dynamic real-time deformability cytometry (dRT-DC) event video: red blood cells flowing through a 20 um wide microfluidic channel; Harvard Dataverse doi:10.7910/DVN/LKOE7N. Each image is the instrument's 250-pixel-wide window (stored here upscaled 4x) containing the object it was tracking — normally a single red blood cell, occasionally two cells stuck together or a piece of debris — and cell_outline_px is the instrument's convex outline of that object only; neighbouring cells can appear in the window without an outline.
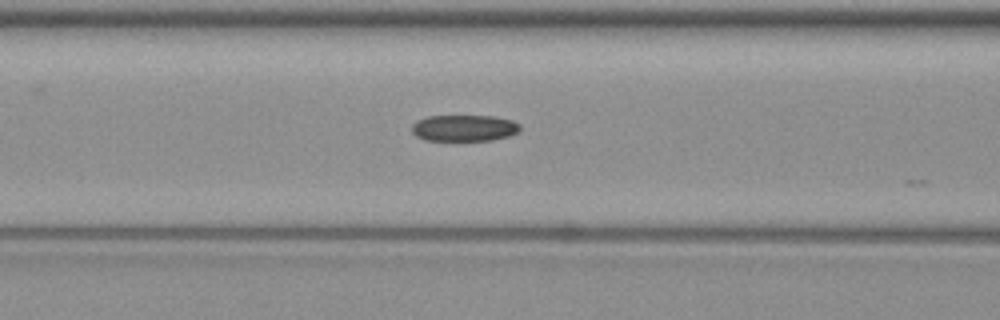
{"species": "common noctule bat (a hibernating species)", "species_latin": "Nyctalus noctula", "temperature_condition": "warm", "stored_images_in_passage": 11, "camera_frame_rate_fps": 3000, "um_per_image_px": 0.085, "animal": {"sex": "female", "body_mass_g": 19.3, "forearm_length_mm": 54.1}, "frame": {"image": 1, "passage_image": 6, "time_ms": 1.667, "image_size_px": [1000, 320], "cell_outline_px": [[520, 128], [516, 132], [508, 136], [492, 140], [424, 140], [416, 136], [412, 132], [412, 124], [416, 120], [428, 116], [492, 116], [512, 120], [520, 124]], "centroid_in_image_um": [39.42, 10.88], "position_along_channel_um": 127.2, "area_um2": 16.59}}
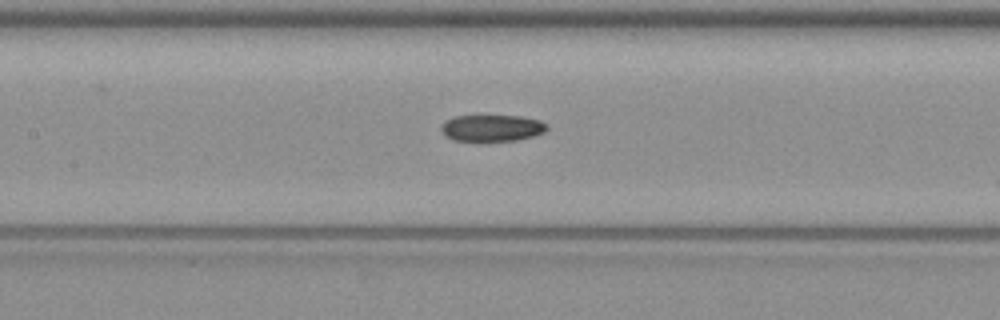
{"frame": {"image": 2, "passage_image": 9, "time_ms": 2.667, "image_size_px": [1000, 320], "cell_outline_px": [[548, 128], [544, 132], [536, 136], [516, 140], [484, 144], [452, 140], [440, 128], [444, 120], [456, 116], [520, 116], [540, 120], [548, 124]], "centroid_in_image_um": [41.82, 10.93], "position_along_channel_um": 165.6, "area_um2": 17.17}}